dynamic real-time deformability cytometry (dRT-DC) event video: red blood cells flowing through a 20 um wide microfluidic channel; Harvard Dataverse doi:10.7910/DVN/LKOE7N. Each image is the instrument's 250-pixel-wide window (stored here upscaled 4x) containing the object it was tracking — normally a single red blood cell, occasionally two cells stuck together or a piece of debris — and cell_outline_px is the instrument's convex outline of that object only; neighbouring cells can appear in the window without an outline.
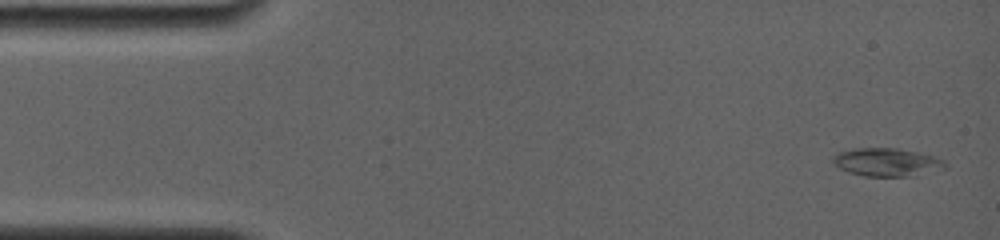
{"species": "common noctule bat (a hibernating species)", "species_latin": "Nyctalus noctula", "temperature_condition": "room temperature", "stored_images_in_passage": 7, "camera_frame_rate_fps": 4000, "um_per_image_px": 0.085, "animal": {"sex": "female", "body_mass_g": 19.0, "forearm_length_mm": 56.7}, "frame": {"image": 1, "passage_image": 1, "time_ms": 0.0, "image_size_px": [1000, 240], "cell_outline_px": [[948, 168], [916, 176], [864, 176], [848, 172], [840, 168], [832, 160], [832, 156], [840, 152], [856, 148], [896, 148], [916, 152], [932, 156], [944, 160], [948, 164]], "centroid_in_image_um": [75.43, 13.8], "position_along_channel_um": 9.6, "area_um2": 18.44}}
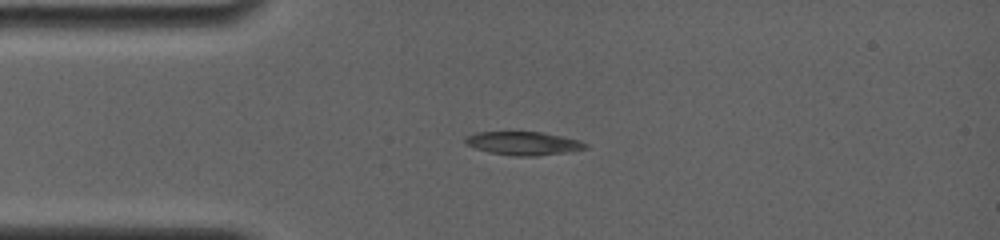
{"frame": {"image": 2, "passage_image": 6, "time_ms": 3.25, "image_size_px": [1000, 240], "cell_outline_px": [[588, 148], [572, 152], [536, 156], [512, 156], [488, 152], [464, 144], [464, 140], [468, 136], [476, 132], [540, 132], [580, 140], [588, 144]], "centroid_in_image_um": [44.52, 12.2], "position_along_channel_um": 40.5, "area_um2": 16.53}}